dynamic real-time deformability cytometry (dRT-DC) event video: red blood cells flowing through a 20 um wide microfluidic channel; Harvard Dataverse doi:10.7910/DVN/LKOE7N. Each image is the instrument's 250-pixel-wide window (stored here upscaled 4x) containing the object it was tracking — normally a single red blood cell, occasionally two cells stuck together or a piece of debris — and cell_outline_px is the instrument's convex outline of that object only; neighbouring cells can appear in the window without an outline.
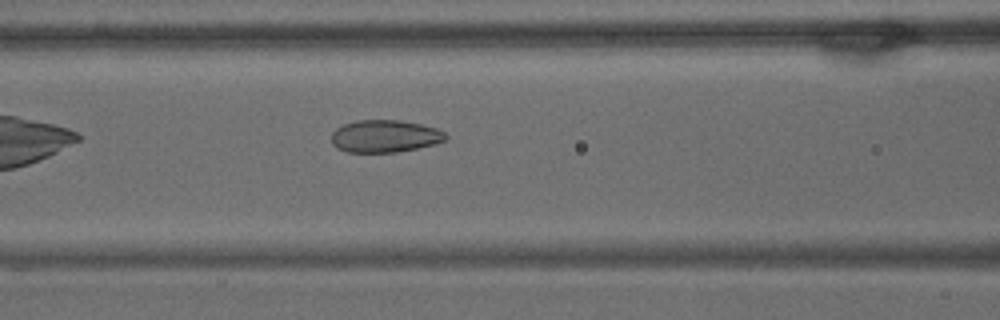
{"species": "common noctule bat (a hibernating species)", "species_latin": "Nyctalus noctula", "temperature_condition": "warm", "stored_images_in_passage": 36, "camera_frame_rate_fps": 3000, "um_per_image_px": 0.085, "animal": {"sex": "male", "body_mass_g": 15.6}, "frame": {"image": 1, "passage_image": 8, "time_ms": 2.333, "image_size_px": [1000, 320], "cell_outline_px": [[448, 140], [436, 144], [396, 152], [348, 152], [336, 148], [332, 144], [332, 132], [336, 128], [344, 124], [356, 120], [400, 120], [420, 124], [436, 128], [444, 132], [448, 136]], "centroid_in_image_um": [32.72, 11.57], "position_along_channel_um": 133.9, "area_um2": 21.68}}
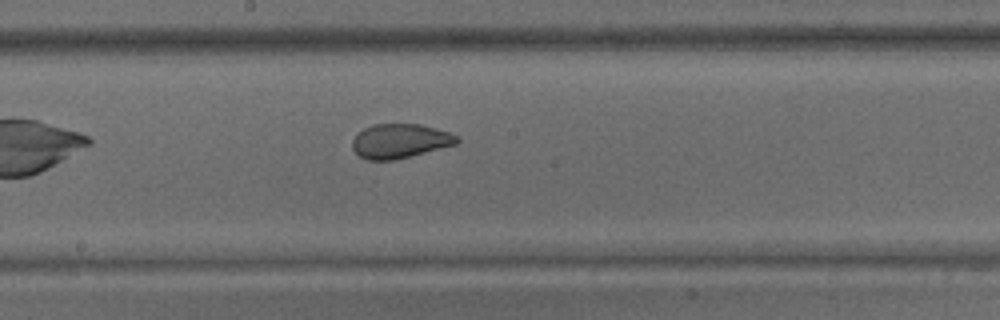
{"frame": {"image": 2, "passage_image": 15, "time_ms": 4.667, "image_size_px": [1000, 320], "cell_outline_px": [[460, 140], [456, 144], [396, 160], [368, 160], [360, 156], [352, 148], [352, 140], [364, 128], [372, 124], [420, 124], [436, 128], [448, 132], [456, 136]], "centroid_in_image_um": [33.99, 11.99], "position_along_channel_um": 214.2, "area_um2": 20.81}}
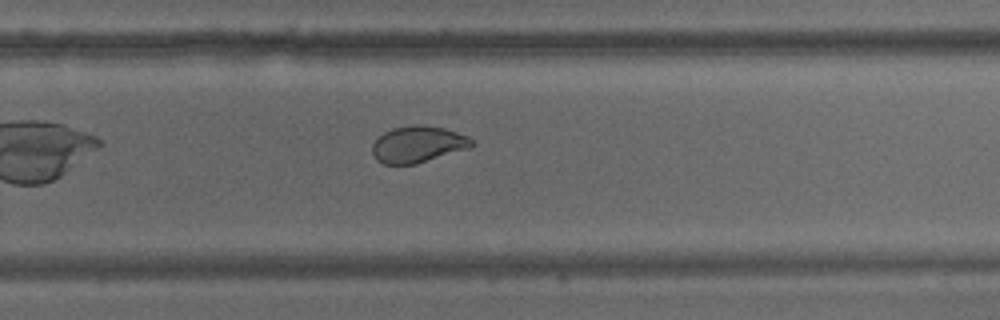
{"frame": {"image": 3, "passage_image": 22, "time_ms": 7.0, "image_size_px": [1000, 320], "cell_outline_px": [[476, 144], [468, 148], [416, 164], [384, 164], [376, 160], [372, 152], [372, 144], [384, 132], [392, 128], [416, 124], [424, 124], [444, 128], [468, 136]], "centroid_in_image_um": [35.51, 12.26], "position_along_channel_um": 294.3, "area_um2": 21.15}, "authors_computed_cell_mechanics": {"area_um2": 21.7906, "velocity_mm_per_s": 3.4474, "shape_relaxation_time_tau1_ms": 8.3286, "shape_relaxation_time_tau2_ms": 0.9573, "deformation_change_tau1": 0.1735, "deformation_change_tau2": 0.0598}}